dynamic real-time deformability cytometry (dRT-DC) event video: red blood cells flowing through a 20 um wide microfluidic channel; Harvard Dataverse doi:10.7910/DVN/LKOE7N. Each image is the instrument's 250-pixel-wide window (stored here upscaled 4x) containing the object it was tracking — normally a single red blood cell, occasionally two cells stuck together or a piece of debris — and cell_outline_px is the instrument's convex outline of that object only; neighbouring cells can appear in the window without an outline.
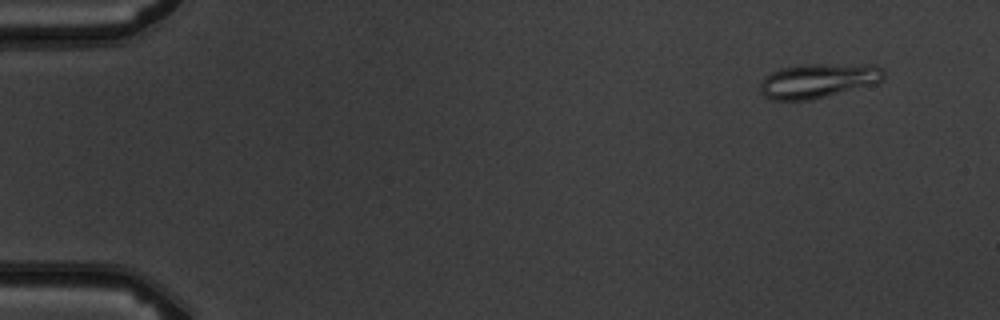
{"species": "common noctule bat (a hibernating species)", "species_latin": "Nyctalus noctula", "temperature_condition": "warm", "stored_images_in_passage": 5, "camera_frame_rate_fps": 3000, "um_per_image_px": 0.085, "animal": {"sex": "male", "body_mass_g": 19.5, "forearm_length_mm": 54.6}, "frame": {"image": 1, "passage_image": 1, "time_ms": 0.0, "image_size_px": [1000, 320], "cell_outline_px": [[884, 80], [876, 84], [812, 100], [772, 100], [764, 96], [760, 92], [760, 84], [764, 76], [780, 68], [800, 64], [876, 64], [884, 68]], "centroid_in_image_um": [69.58, 6.85], "position_along_channel_um": 15.4, "area_um2": 25.43}}